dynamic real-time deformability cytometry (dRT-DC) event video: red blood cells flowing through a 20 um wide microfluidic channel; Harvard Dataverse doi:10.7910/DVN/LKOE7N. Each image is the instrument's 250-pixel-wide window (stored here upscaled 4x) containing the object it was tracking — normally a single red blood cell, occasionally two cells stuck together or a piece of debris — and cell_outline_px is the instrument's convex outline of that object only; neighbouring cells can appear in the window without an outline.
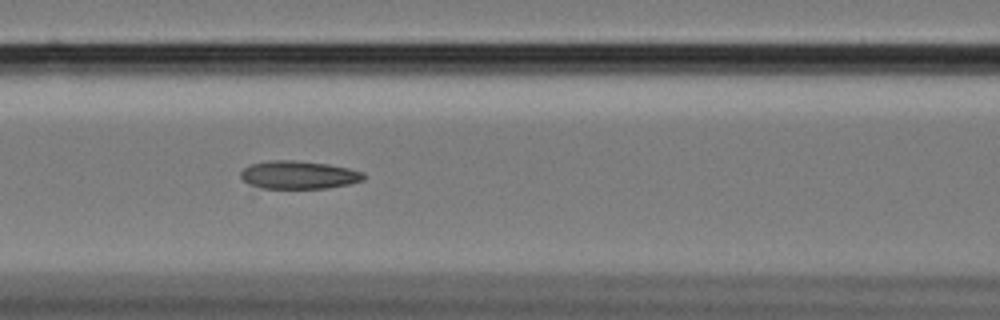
{"species": "Egyptian fruit bat (a non-hibernating species)", "species_latin": "Rousettus aegyptiacus", "temperature_condition": "cold", "stored_images_in_passage": 46, "camera_frame_rate_fps": 3000, "um_per_image_px": 0.085, "animal": {"sex": "female"}, "frame": {"image": 1, "passage_image": 13, "time_ms": 4.0, "image_size_px": [1000, 320], "cell_outline_px": [[364, 180], [348, 184], [328, 188], [260, 188], [248, 184], [240, 176], [240, 172], [244, 168], [252, 164], [268, 160], [292, 160], [328, 164], [348, 168], [364, 172]], "centroid_in_image_um": [25.38, 14.87], "position_along_channel_um": 141.2, "area_um2": 20.06}}
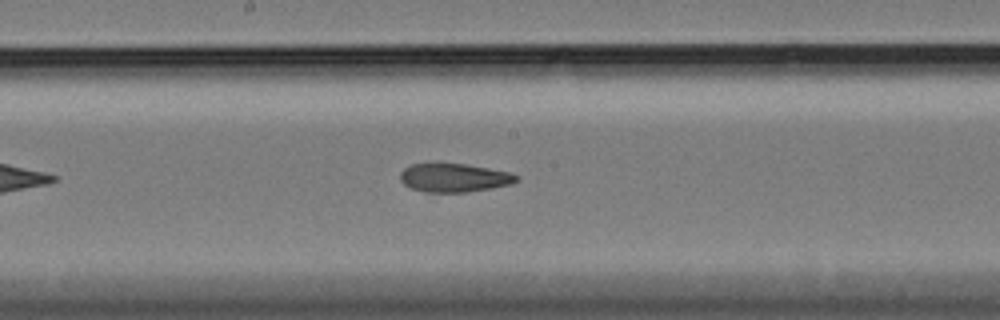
{"frame": {"image": 2, "passage_image": 19, "time_ms": 6.0, "image_size_px": [1000, 320], "cell_outline_px": [[520, 180], [512, 184], [492, 188], [468, 192], [424, 192], [412, 188], [404, 184], [400, 180], [400, 172], [404, 168], [412, 164], [468, 164], [512, 172], [520, 176]], "centroid_in_image_um": [38.67, 15.11], "position_along_channel_um": 209.5, "area_um2": 19.54}}
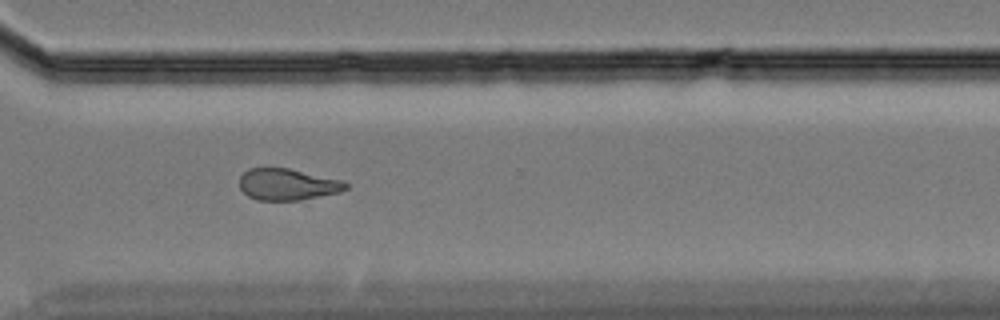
{"frame": {"image": 3, "passage_image": 31, "time_ms": 10.0, "image_size_px": [1000, 320], "cell_outline_px": [[348, 188], [340, 192], [300, 200], [256, 200], [248, 196], [240, 188], [240, 176], [248, 168], [288, 168], [344, 180], [348, 184]], "centroid_in_image_um": [24.45, 15.67], "position_along_channel_um": 346.1, "area_um2": 19.59}}